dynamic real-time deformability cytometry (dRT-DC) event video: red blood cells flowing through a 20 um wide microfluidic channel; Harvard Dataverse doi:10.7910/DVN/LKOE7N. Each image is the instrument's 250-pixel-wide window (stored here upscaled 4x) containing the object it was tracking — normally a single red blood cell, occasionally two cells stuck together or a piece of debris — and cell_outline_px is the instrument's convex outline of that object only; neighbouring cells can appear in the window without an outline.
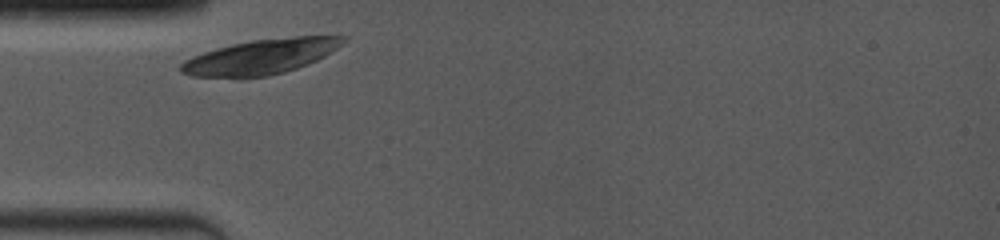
{"species": "common noctule bat (a hibernating species)", "species_latin": "Nyctalus noctula", "temperature_condition": "room temperature", "stored_images_in_passage": 1, "camera_frame_rate_fps": 4000, "um_per_image_px": 0.085, "animal": {"sex": "female", "body_mass_g": 19.0, "forearm_length_mm": 53.3}, "frame": {"image": 1, "passage_image": 1, "time_ms": 0.0, "image_size_px": [1000, 240], "cell_outline_px": [[348, 40], [344, 44], [324, 56], [308, 64], [284, 72], [268, 76], [240, 80], [192, 76], [180, 72], [180, 64], [184, 60], [192, 56], [216, 48], [232, 44], [252, 40], [292, 36], [348, 36]], "centroid_in_image_um": [22.14, 4.85], "position_along_channel_um": 62.9, "area_um2": 33.87}}